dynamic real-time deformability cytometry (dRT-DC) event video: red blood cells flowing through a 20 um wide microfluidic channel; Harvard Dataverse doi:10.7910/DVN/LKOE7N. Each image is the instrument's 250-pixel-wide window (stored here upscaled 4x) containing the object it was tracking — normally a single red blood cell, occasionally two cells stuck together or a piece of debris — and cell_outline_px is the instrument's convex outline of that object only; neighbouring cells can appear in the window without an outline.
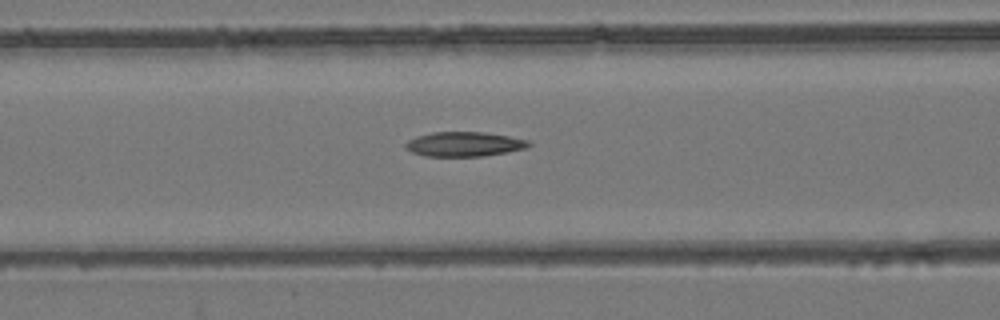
{"species": "common noctule bat (a hibernating species)", "species_latin": "Nyctalus noctula", "temperature_condition": "room temperature", "stored_images_in_passage": 54, "camera_frame_rate_fps": 3000, "um_per_image_px": 0.085, "animal": {"sex": "female", "body_mass_g": 24.6, "forearm_length_mm": 56.2}, "frame": {"image": 1, "passage_image": 23, "time_ms": 7.333, "image_size_px": [1000, 320], "cell_outline_px": [[532, 144], [528, 148], [508, 152], [484, 156], [424, 156], [412, 152], [404, 148], [404, 144], [408, 140], [416, 136], [432, 132], [484, 132], [508, 136], [528, 140]], "centroid_in_image_um": [39.45, 12.25], "position_along_channel_um": 127.1, "area_um2": 17.8}}
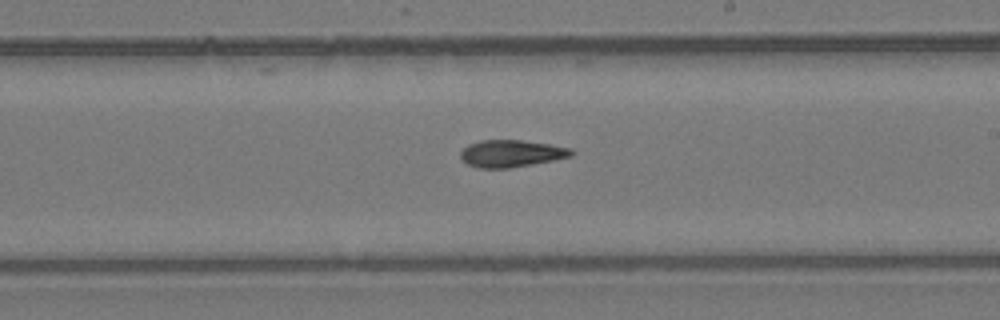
{"frame": {"image": 2, "passage_image": 32, "time_ms": 10.333, "image_size_px": [1000, 320], "cell_outline_px": [[576, 152], [572, 156], [532, 164], [508, 168], [476, 168], [460, 160], [460, 152], [468, 144], [480, 140], [520, 140], [548, 144], [572, 148]], "centroid_in_image_um": [43.43, 13.05], "position_along_channel_um": 245.6, "area_um2": 17.57}}
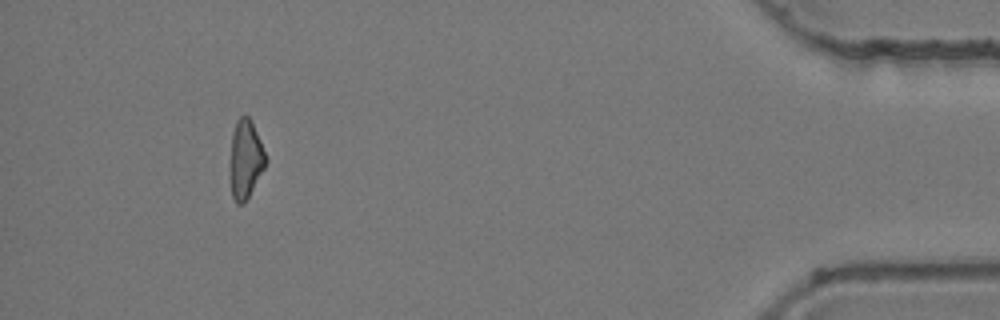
{"frame": {"image": 3, "passage_image": 50, "time_ms": 16.333, "image_size_px": [1000, 320], "cell_outline_px": [[268, 160], [264, 168], [244, 204], [236, 204], [232, 196], [232, 132], [236, 120], [240, 116], [248, 116], [252, 120]], "centroid_in_image_um": [20.91, 13.5], "position_along_channel_um": 414.3, "area_um2": 15.84}, "authors_computed_cell_mechanics": {"area_um2": 17.918, "velocity_mm_per_s": 3.9516, "shape_relaxation_time_tau1_ms": null, "shape_relaxation_time_tau2_ms": 9.6398, "deformation_change_tau1": null, "deformation_change_tau2": 0.1942}}